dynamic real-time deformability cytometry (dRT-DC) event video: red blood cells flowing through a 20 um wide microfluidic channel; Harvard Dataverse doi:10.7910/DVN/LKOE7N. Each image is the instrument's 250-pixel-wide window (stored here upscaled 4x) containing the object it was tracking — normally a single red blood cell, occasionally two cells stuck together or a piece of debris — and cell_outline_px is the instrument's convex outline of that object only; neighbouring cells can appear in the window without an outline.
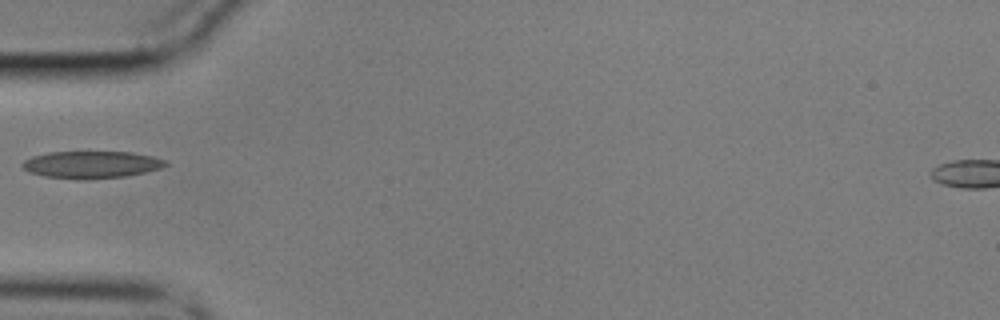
{"species": "common noctule bat (a hibernating species)", "species_latin": "Nyctalus noctula", "temperature_condition": "cold", "stored_images_in_passage": 13, "camera_frame_rate_fps": 3000, "um_per_image_px": 0.085, "animal": {"sex": "male", "body_mass_g": 17.9}, "frame": {"image": 1, "passage_image": 1, "time_ms": 0.0, "image_size_px": [1000, 320], "cell_outline_px": [[168, 164], [160, 168], [144, 172], [124, 176], [88, 180], [80, 180], [44, 176], [28, 172], [20, 164], [24, 160], [32, 156], [48, 152], [132, 152], [152, 156], [168, 160]], "centroid_in_image_um": [7.75, 13.99], "position_along_channel_um": 77.2, "area_um2": 22.83}}
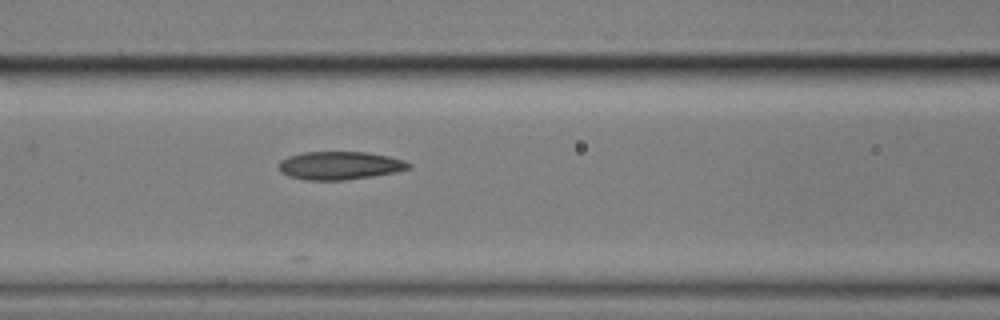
{"frame": {"image": 2, "passage_image": 6, "time_ms": 1.667, "image_size_px": [1000, 320], "cell_outline_px": [[412, 168], [396, 172], [372, 176], [344, 180], [308, 180], [288, 176], [280, 172], [280, 160], [288, 156], [304, 152], [368, 152], [388, 156], [404, 160], [412, 164]], "centroid_in_image_um": [28.91, 14.07], "position_along_channel_um": 137.7, "area_um2": 21.33}}
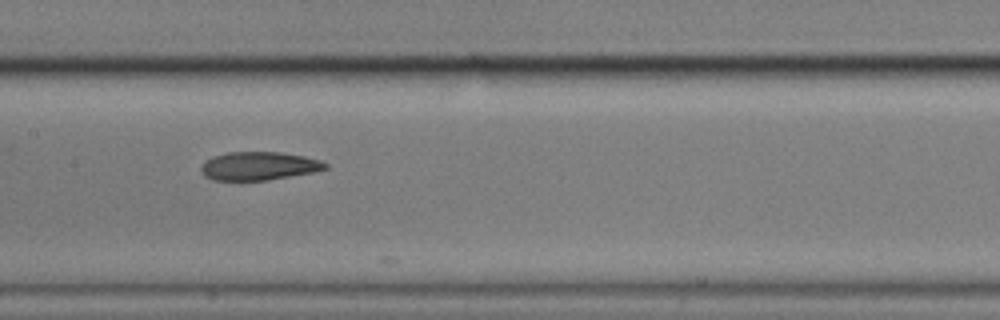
{"frame": {"image": 3, "passage_image": 10, "time_ms": 3.0, "image_size_px": [1000, 320], "cell_outline_px": [[328, 168], [312, 172], [268, 180], [212, 180], [204, 176], [200, 168], [204, 160], [212, 156], [228, 152], [280, 152], [304, 156], [320, 160], [328, 164]], "centroid_in_image_um": [21.97, 14.1], "position_along_channel_um": 185.4, "area_um2": 20.58}}